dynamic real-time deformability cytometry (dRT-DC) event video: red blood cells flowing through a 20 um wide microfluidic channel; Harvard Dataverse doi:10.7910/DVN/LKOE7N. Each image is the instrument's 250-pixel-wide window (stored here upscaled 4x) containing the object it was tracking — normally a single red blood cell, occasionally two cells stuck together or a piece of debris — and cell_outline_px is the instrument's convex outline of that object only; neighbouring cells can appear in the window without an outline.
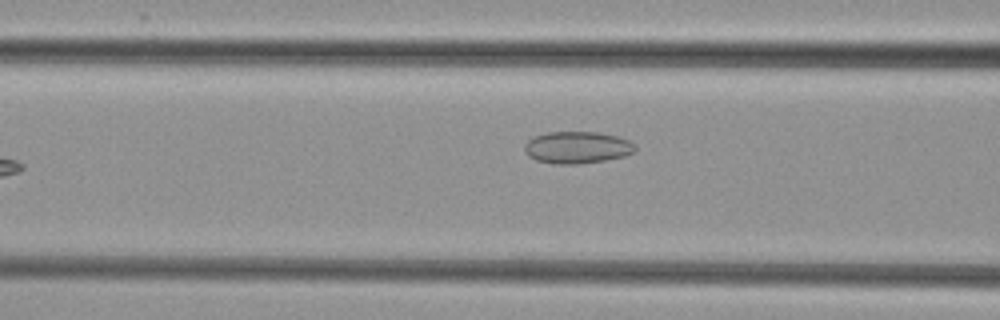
{"species": "common noctule bat (a hibernating species)", "species_latin": "Nyctalus noctula", "temperature_condition": "cold", "stored_images_in_passage": 3, "camera_frame_rate_fps": 3000, "um_per_image_px": 0.085, "animal": {"sex": "female", "body_mass_g": 29.2, "forearm_length_mm": 56.3}, "frame": {"image": 1, "passage_image": 3, "time_ms": 2.333, "image_size_px": [1000, 320], "cell_outline_px": [[636, 152], [624, 156], [604, 160], [580, 164], [552, 164], [536, 160], [528, 156], [524, 148], [524, 144], [528, 140], [536, 136], [548, 132], [600, 132], [616, 136], [628, 140], [636, 144]], "centroid_in_image_um": [49.07, 12.54], "position_along_channel_um": 117.5, "area_um2": 20.75}}